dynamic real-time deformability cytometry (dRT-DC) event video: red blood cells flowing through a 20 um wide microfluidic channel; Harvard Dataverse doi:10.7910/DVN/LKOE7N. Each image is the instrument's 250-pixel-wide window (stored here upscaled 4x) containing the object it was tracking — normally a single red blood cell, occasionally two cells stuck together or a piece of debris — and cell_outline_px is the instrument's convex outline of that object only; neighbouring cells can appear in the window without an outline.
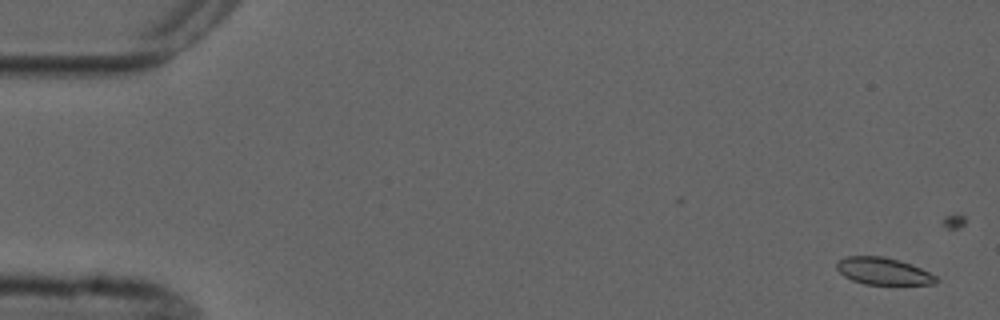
{"species": "common noctule bat (a hibernating species)", "species_latin": "Nyctalus noctula", "temperature_condition": "cold", "stored_images_in_passage": 5, "camera_frame_rate_fps": 3000, "um_per_image_px": 0.085, "animal": {"sex": "male", "forearm_length_mm": 52.5}, "frame": {"image": 1, "passage_image": 1, "time_ms": 0.0, "image_size_px": [1000, 320], "cell_outline_px": [[940, 280], [936, 284], [864, 284], [852, 280], [844, 276], [836, 268], [836, 264], [840, 260], [848, 256], [884, 256], [900, 260], [912, 264], [936, 276]], "centroid_in_image_um": [75.1, 23.05], "position_along_channel_um": 9.9, "area_um2": 15.66}}
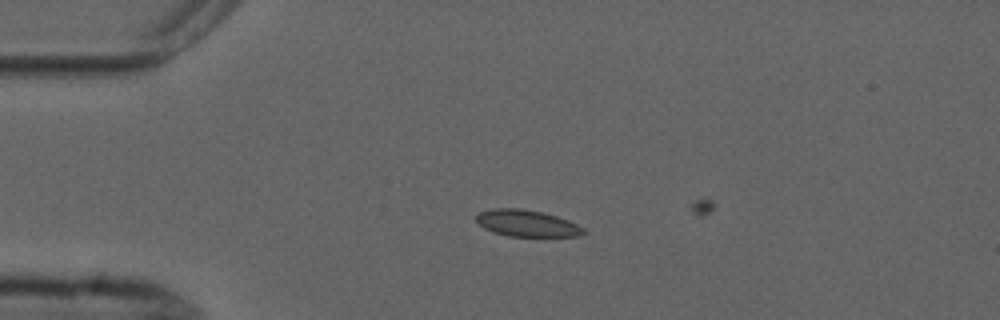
{"frame": {"image": 2, "passage_image": 4, "time_ms": 3.667, "image_size_px": [1000, 320], "cell_outline_px": [[588, 232], [580, 236], [508, 236], [492, 232], [484, 228], [476, 220], [476, 216], [480, 212], [492, 208], [520, 208], [540, 212], [556, 216], [568, 220], [584, 228]], "centroid_in_image_um": [44.79, 18.98], "position_along_channel_um": 40.2, "area_um2": 16.59}}